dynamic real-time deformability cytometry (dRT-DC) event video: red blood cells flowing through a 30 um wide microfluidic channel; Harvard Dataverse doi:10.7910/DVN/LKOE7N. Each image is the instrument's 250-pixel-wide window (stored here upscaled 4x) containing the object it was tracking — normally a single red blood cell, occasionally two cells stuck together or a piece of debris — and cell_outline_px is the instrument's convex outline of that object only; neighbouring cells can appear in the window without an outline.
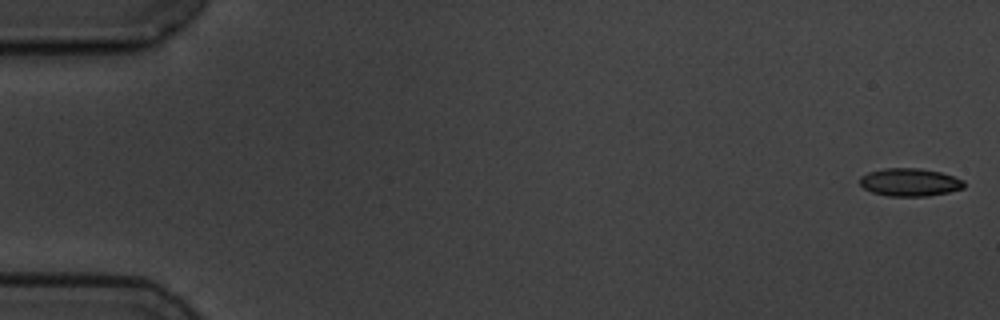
{"species": "common noctule bat (a hibernating species)", "species_latin": "Nyctalus noctula", "temperature_condition": "cold", "stored_images_in_passage": 3, "camera_frame_rate_fps": 3000, "um_per_image_px": 0.085, "animal": {"sex": "male", "body_mass_g": 19.5, "forearm_length_mm": 54.6}, "frame": {"image": 1, "passage_image": 1, "time_ms": 0.0, "image_size_px": [1000, 320], "cell_outline_px": [[964, 188], [948, 192], [928, 196], [888, 196], [872, 192], [864, 188], [860, 184], [860, 176], [868, 172], [884, 168], [920, 168], [940, 172], [964, 180]], "centroid_in_image_um": [77.32, 15.49], "position_along_channel_um": 7.7, "area_um2": 16.94}}
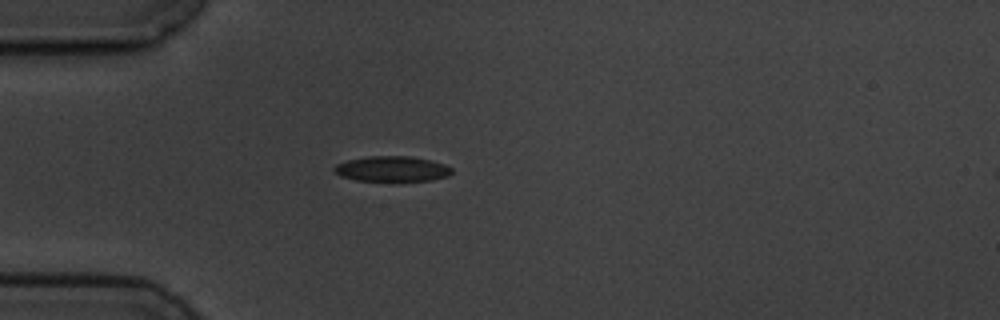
{"frame": {"image": 2, "passage_image": 2, "time_ms": 5.0, "image_size_px": [1000, 320], "cell_outline_px": [[452, 172], [448, 176], [432, 180], [356, 180], [340, 176], [332, 168], [336, 164], [348, 160], [368, 156], [408, 156], [428, 160], [444, 164], [452, 168]], "centroid_in_image_um": [33.31, 14.34], "position_along_channel_um": 51.7, "area_um2": 17.05}}